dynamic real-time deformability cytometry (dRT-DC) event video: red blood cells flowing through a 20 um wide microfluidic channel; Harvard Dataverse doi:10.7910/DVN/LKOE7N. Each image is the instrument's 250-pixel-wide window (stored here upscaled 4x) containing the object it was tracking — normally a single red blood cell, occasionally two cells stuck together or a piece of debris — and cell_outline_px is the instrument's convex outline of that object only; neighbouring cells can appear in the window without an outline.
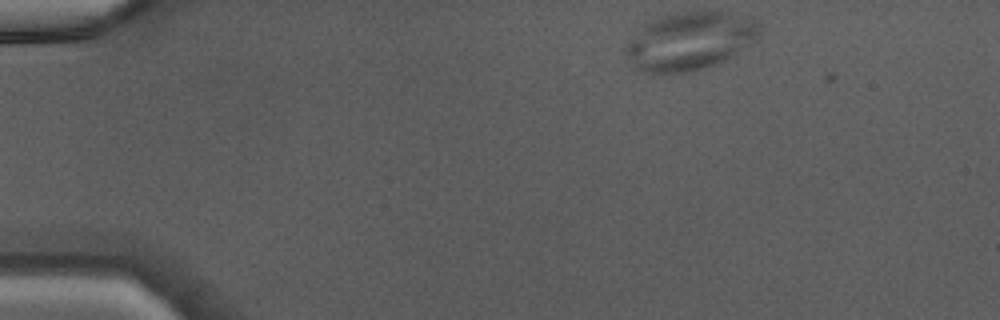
{"species": "Egyptian fruit bat (a non-hibernating species)", "species_latin": "Rousettus aegyptiacus", "temperature_condition": "warm", "stored_images_in_passage": 40, "camera_frame_rate_fps": 3000, "um_per_image_px": 0.085, "animal": {"sex": "male"}, "frame": {"image": 1, "passage_image": 1, "time_ms": 0.0, "image_size_px": [1000, 320], "cell_outline_px": [[760, 36], [756, 40], [736, 52], [712, 64], [700, 68], [684, 72], [640, 72], [636, 68], [624, 52], [624, 48], [640, 24], [660, 16], [676, 12], [720, 12], [752, 16], [756, 20], [760, 28]], "centroid_in_image_um": [58.59, 3.44], "position_along_channel_um": 26.4, "area_um2": 44.8}}
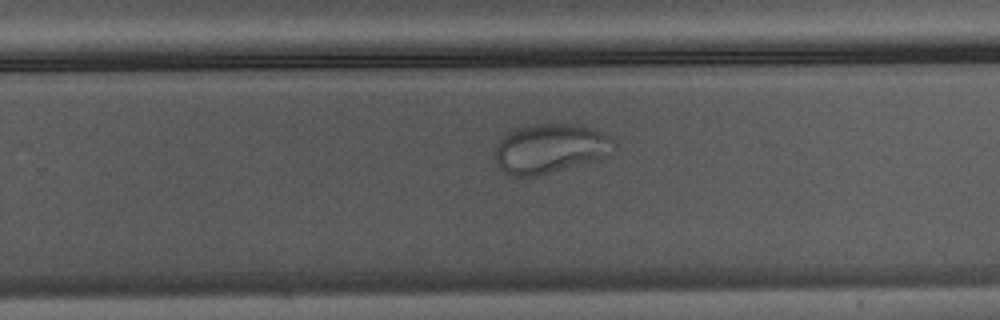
{"frame": {"image": 2, "passage_image": 24, "time_ms": 7.667, "image_size_px": [1000, 320], "cell_outline_px": [[616, 148], [596, 160], [536, 176], [512, 176], [504, 172], [500, 168], [496, 160], [496, 144], [508, 132], [516, 128], [532, 124], [576, 124], [592, 128], [600, 132], [612, 140], [616, 144]], "centroid_in_image_um": [46.73, 12.62], "position_along_channel_um": 283.1, "area_um2": 33.87}}
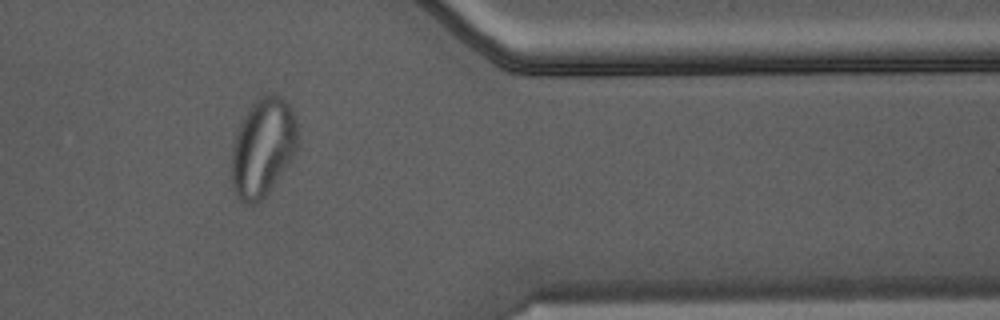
{"frame": {"image": 3, "passage_image": 32, "time_ms": 10.333, "image_size_px": [1000, 320], "cell_outline_px": [[300, 144], [288, 164], [268, 192], [256, 204], [244, 204], [236, 196], [232, 184], [232, 144], [236, 132], [248, 108], [260, 96], [268, 92], [272, 92], [280, 96], [292, 108], [296, 124]], "centroid_in_image_um": [22.35, 12.51], "position_along_channel_um": 389.1, "area_um2": 38.15}}